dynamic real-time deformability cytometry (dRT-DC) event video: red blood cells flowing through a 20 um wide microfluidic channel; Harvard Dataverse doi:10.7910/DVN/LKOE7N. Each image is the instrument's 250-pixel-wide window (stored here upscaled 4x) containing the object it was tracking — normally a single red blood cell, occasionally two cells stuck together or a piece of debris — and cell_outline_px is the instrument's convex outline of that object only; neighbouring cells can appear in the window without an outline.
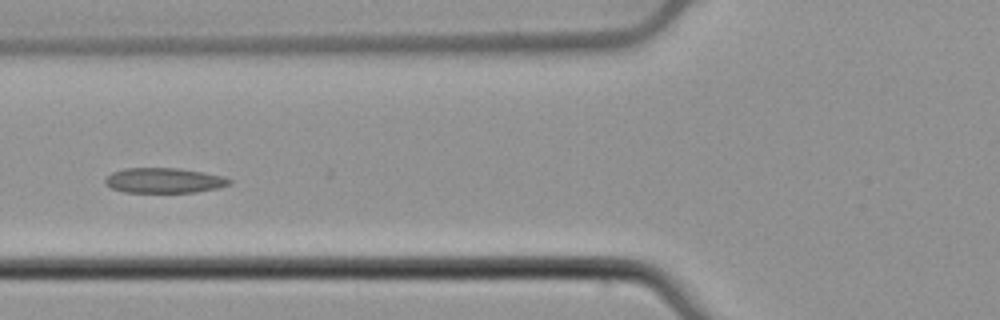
{"species": "common noctule bat (a hibernating species)", "species_latin": "Nyctalus noctula", "temperature_condition": "cold", "stored_images_in_passage": 24, "camera_frame_rate_fps": 3000, "um_per_image_px": 0.085, "animal": {"sex": "male", "body_mass_g": 21.5, "forearm_length_mm": 52.0}, "frame": {"image": 1, "passage_image": 20, "time_ms": 6.333, "image_size_px": [1000, 320], "cell_outline_px": [[232, 184], [216, 188], [196, 192], [124, 192], [112, 188], [104, 184], [104, 180], [112, 172], [124, 168], [180, 168], [204, 172], [224, 176], [232, 180]], "centroid_in_image_um": [13.96, 15.33], "position_along_channel_um": 111.8, "area_um2": 18.26}}
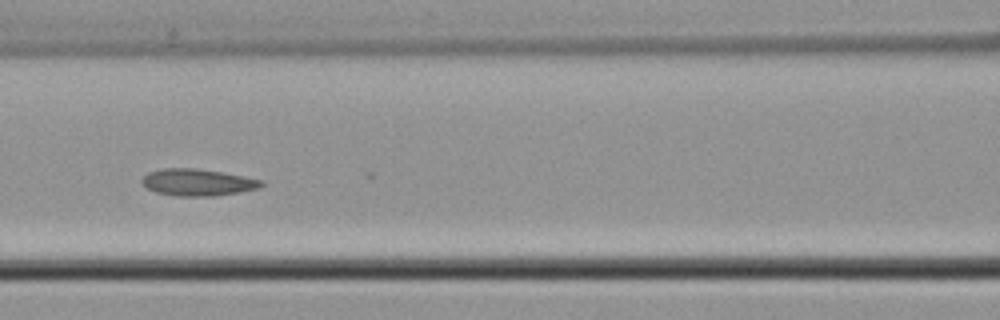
{"frame": {"image": 2, "passage_image": 23, "time_ms": 7.333, "image_size_px": [1000, 320], "cell_outline_px": [[264, 184], [260, 188], [240, 192], [216, 196], [176, 196], [156, 192], [148, 188], [140, 180], [148, 172], [164, 168], [196, 168], [224, 172], [264, 180]], "centroid_in_image_um": [16.84, 15.5], "position_along_channel_um": 149.8, "area_um2": 18.84}}